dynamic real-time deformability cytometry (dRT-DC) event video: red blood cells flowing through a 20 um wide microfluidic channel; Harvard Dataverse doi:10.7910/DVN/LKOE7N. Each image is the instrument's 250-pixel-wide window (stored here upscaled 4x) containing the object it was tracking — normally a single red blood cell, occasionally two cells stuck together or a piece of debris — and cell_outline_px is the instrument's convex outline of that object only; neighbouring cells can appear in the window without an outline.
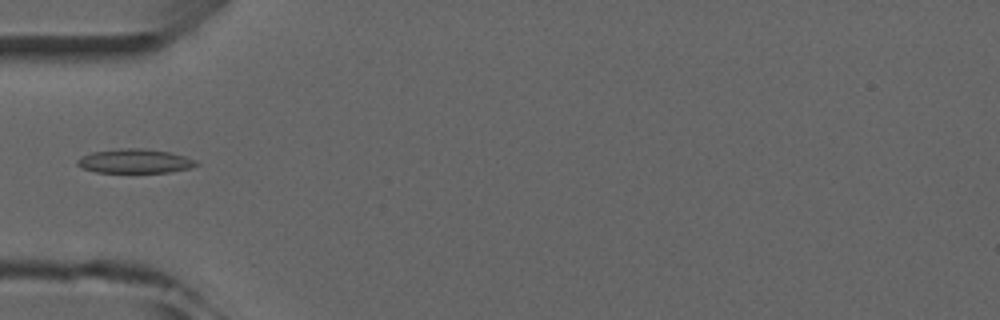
{"species": "common noctule bat (a hibernating species)", "species_latin": "Nyctalus noctula", "temperature_condition": "room temperature", "stored_images_in_passage": 6, "camera_frame_rate_fps": 3000, "um_per_image_px": 0.085, "animal": {"sex": "male", "forearm_length_mm": 52.5}, "frame": {"image": 1, "passage_image": 5, "time_ms": 4.667, "image_size_px": [1000, 320], "cell_outline_px": [[200, 164], [192, 168], [168, 172], [96, 172], [80, 168], [76, 164], [76, 160], [80, 156], [92, 152], [120, 148], [140, 148], [168, 152], [184, 156], [196, 160]], "centroid_in_image_um": [11.43, 13.69], "position_along_channel_um": 73.6, "area_um2": 16.82}}
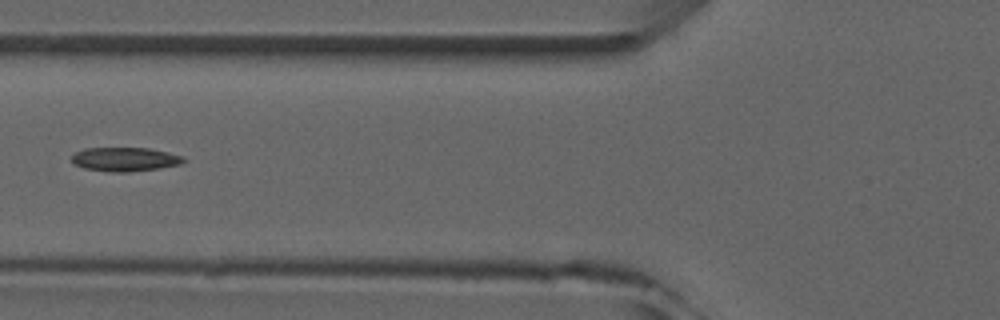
{"frame": {"image": 2, "passage_image": 6, "time_ms": 5.667, "image_size_px": [1000, 320], "cell_outline_px": [[188, 160], [180, 164], [160, 168], [128, 172], [116, 172], [84, 168], [76, 164], [72, 160], [72, 156], [76, 152], [84, 148], [148, 148], [168, 152], [184, 156]], "centroid_in_image_um": [10.68, 13.53], "position_along_channel_um": 115.1, "area_um2": 15.55}}